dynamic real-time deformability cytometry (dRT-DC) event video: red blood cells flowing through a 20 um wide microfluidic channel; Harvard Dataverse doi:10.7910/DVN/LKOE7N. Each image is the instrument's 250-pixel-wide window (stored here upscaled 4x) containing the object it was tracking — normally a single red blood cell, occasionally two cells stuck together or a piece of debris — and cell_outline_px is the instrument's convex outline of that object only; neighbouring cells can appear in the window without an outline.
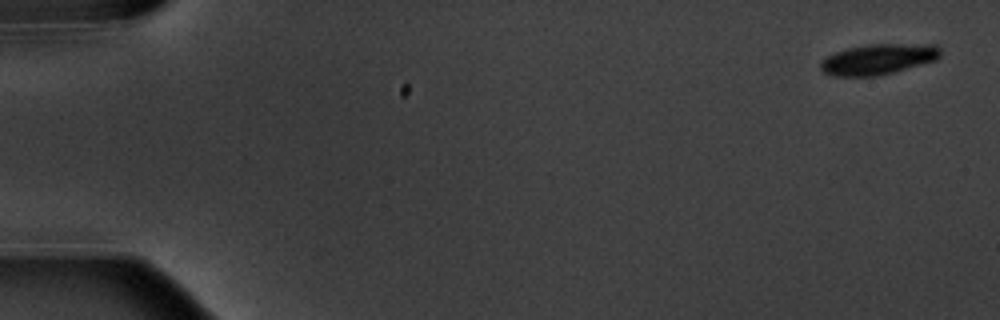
{"species": "common noctule bat (a hibernating species)", "species_latin": "Nyctalus noctula", "temperature_condition": "warm", "stored_images_in_passage": 7, "camera_frame_rate_fps": 3000, "um_per_image_px": 0.085, "animal": {"sex": "male", "body_mass_g": 20.1, "forearm_length_mm": 53.5}, "frame": {"image": 1, "passage_image": 1, "time_ms": 0.0, "image_size_px": [1000, 320], "cell_outline_px": [[940, 56], [936, 60], [892, 72], [876, 76], [832, 76], [824, 72], [820, 68], [820, 64], [828, 56], [836, 52], [848, 48], [868, 44], [936, 44], [940, 48]], "centroid_in_image_um": [74.67, 5.03], "position_along_channel_um": 10.3, "area_um2": 21.15}}
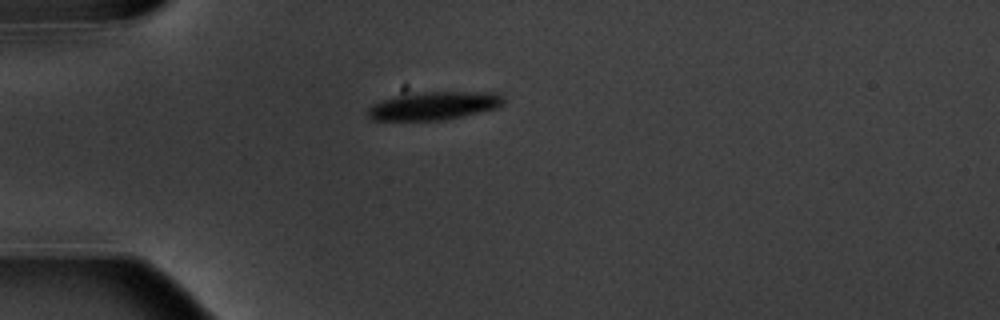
{"frame": {"image": 2, "passage_image": 5, "time_ms": 4.667, "image_size_px": [1000, 320], "cell_outline_px": [[504, 104], [496, 108], [444, 120], [372, 120], [364, 112], [372, 104], [380, 100], [392, 96], [412, 92], [500, 92], [504, 96]], "centroid_in_image_um": [36.84, 8.97], "position_along_channel_um": 48.2, "area_um2": 22.66}}